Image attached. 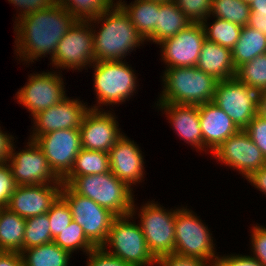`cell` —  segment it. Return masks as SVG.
<instances>
[{
    "label": "cell",
    "mask_w": 266,
    "mask_h": 266,
    "mask_svg": "<svg viewBox=\"0 0 266 266\" xmlns=\"http://www.w3.org/2000/svg\"><path fill=\"white\" fill-rule=\"evenodd\" d=\"M76 19L59 3L22 17L15 23V51L28 63L50 54L54 57L59 41Z\"/></svg>",
    "instance_id": "cell-1"
},
{
    "label": "cell",
    "mask_w": 266,
    "mask_h": 266,
    "mask_svg": "<svg viewBox=\"0 0 266 266\" xmlns=\"http://www.w3.org/2000/svg\"><path fill=\"white\" fill-rule=\"evenodd\" d=\"M89 21L103 23L97 33L92 28L95 62L123 60L129 52L145 42L118 3H114L103 14Z\"/></svg>",
    "instance_id": "cell-2"
},
{
    "label": "cell",
    "mask_w": 266,
    "mask_h": 266,
    "mask_svg": "<svg viewBox=\"0 0 266 266\" xmlns=\"http://www.w3.org/2000/svg\"><path fill=\"white\" fill-rule=\"evenodd\" d=\"M62 183L75 193L92 199L115 216H125L133 210V189L111 171L97 175L65 176Z\"/></svg>",
    "instance_id": "cell-3"
},
{
    "label": "cell",
    "mask_w": 266,
    "mask_h": 266,
    "mask_svg": "<svg viewBox=\"0 0 266 266\" xmlns=\"http://www.w3.org/2000/svg\"><path fill=\"white\" fill-rule=\"evenodd\" d=\"M159 102L200 105L213 101L218 80L195 67L167 68Z\"/></svg>",
    "instance_id": "cell-4"
},
{
    "label": "cell",
    "mask_w": 266,
    "mask_h": 266,
    "mask_svg": "<svg viewBox=\"0 0 266 266\" xmlns=\"http://www.w3.org/2000/svg\"><path fill=\"white\" fill-rule=\"evenodd\" d=\"M134 207L133 202L131 214L116 216L113 219L107 240L102 247L107 248L110 245L112 249H109V253L132 266L156 264V259L148 249L140 224L129 222L136 214Z\"/></svg>",
    "instance_id": "cell-5"
},
{
    "label": "cell",
    "mask_w": 266,
    "mask_h": 266,
    "mask_svg": "<svg viewBox=\"0 0 266 266\" xmlns=\"http://www.w3.org/2000/svg\"><path fill=\"white\" fill-rule=\"evenodd\" d=\"M198 218L187 208H177L174 253L199 258L207 261L211 266H216L219 256L215 255L212 234Z\"/></svg>",
    "instance_id": "cell-6"
},
{
    "label": "cell",
    "mask_w": 266,
    "mask_h": 266,
    "mask_svg": "<svg viewBox=\"0 0 266 266\" xmlns=\"http://www.w3.org/2000/svg\"><path fill=\"white\" fill-rule=\"evenodd\" d=\"M94 91L97 104H121L136 91L134 70L122 60L94 62Z\"/></svg>",
    "instance_id": "cell-7"
},
{
    "label": "cell",
    "mask_w": 266,
    "mask_h": 266,
    "mask_svg": "<svg viewBox=\"0 0 266 266\" xmlns=\"http://www.w3.org/2000/svg\"><path fill=\"white\" fill-rule=\"evenodd\" d=\"M176 212L177 208L166 211L152 201L140 209V227L155 259L174 253Z\"/></svg>",
    "instance_id": "cell-8"
},
{
    "label": "cell",
    "mask_w": 266,
    "mask_h": 266,
    "mask_svg": "<svg viewBox=\"0 0 266 266\" xmlns=\"http://www.w3.org/2000/svg\"><path fill=\"white\" fill-rule=\"evenodd\" d=\"M61 196L70 206L72 219L82 226L86 237L96 247L103 246L116 216L92 199L75 193L66 184L61 188Z\"/></svg>",
    "instance_id": "cell-9"
},
{
    "label": "cell",
    "mask_w": 266,
    "mask_h": 266,
    "mask_svg": "<svg viewBox=\"0 0 266 266\" xmlns=\"http://www.w3.org/2000/svg\"><path fill=\"white\" fill-rule=\"evenodd\" d=\"M258 96V91L232 78L217 82L213 102L241 130L257 115Z\"/></svg>",
    "instance_id": "cell-10"
},
{
    "label": "cell",
    "mask_w": 266,
    "mask_h": 266,
    "mask_svg": "<svg viewBox=\"0 0 266 266\" xmlns=\"http://www.w3.org/2000/svg\"><path fill=\"white\" fill-rule=\"evenodd\" d=\"M92 25L90 21H75L58 43L51 59L53 66L80 70L95 62Z\"/></svg>",
    "instance_id": "cell-11"
},
{
    "label": "cell",
    "mask_w": 266,
    "mask_h": 266,
    "mask_svg": "<svg viewBox=\"0 0 266 266\" xmlns=\"http://www.w3.org/2000/svg\"><path fill=\"white\" fill-rule=\"evenodd\" d=\"M34 142L44 152L54 173L62 180L72 169L82 149L79 128L62 129L36 136Z\"/></svg>",
    "instance_id": "cell-12"
},
{
    "label": "cell",
    "mask_w": 266,
    "mask_h": 266,
    "mask_svg": "<svg viewBox=\"0 0 266 266\" xmlns=\"http://www.w3.org/2000/svg\"><path fill=\"white\" fill-rule=\"evenodd\" d=\"M25 147L28 148L15 153L13 145L7 162L16 185L63 184L34 140L27 142Z\"/></svg>",
    "instance_id": "cell-13"
},
{
    "label": "cell",
    "mask_w": 266,
    "mask_h": 266,
    "mask_svg": "<svg viewBox=\"0 0 266 266\" xmlns=\"http://www.w3.org/2000/svg\"><path fill=\"white\" fill-rule=\"evenodd\" d=\"M206 40L202 23L192 22L177 35L158 43L162 48V59L168 68L195 67Z\"/></svg>",
    "instance_id": "cell-14"
},
{
    "label": "cell",
    "mask_w": 266,
    "mask_h": 266,
    "mask_svg": "<svg viewBox=\"0 0 266 266\" xmlns=\"http://www.w3.org/2000/svg\"><path fill=\"white\" fill-rule=\"evenodd\" d=\"M212 154L216 160L238 170L245 178L266 165L262 151L244 129L230 136Z\"/></svg>",
    "instance_id": "cell-15"
},
{
    "label": "cell",
    "mask_w": 266,
    "mask_h": 266,
    "mask_svg": "<svg viewBox=\"0 0 266 266\" xmlns=\"http://www.w3.org/2000/svg\"><path fill=\"white\" fill-rule=\"evenodd\" d=\"M55 73H34L29 76V82L17 92L18 103L31 111L32 116L56 105L67 96L62 77Z\"/></svg>",
    "instance_id": "cell-16"
},
{
    "label": "cell",
    "mask_w": 266,
    "mask_h": 266,
    "mask_svg": "<svg viewBox=\"0 0 266 266\" xmlns=\"http://www.w3.org/2000/svg\"><path fill=\"white\" fill-rule=\"evenodd\" d=\"M99 107H91L83 117L79 128L81 145L83 149L109 153L123 134L120 133L116 117L110 111L100 112Z\"/></svg>",
    "instance_id": "cell-17"
},
{
    "label": "cell",
    "mask_w": 266,
    "mask_h": 266,
    "mask_svg": "<svg viewBox=\"0 0 266 266\" xmlns=\"http://www.w3.org/2000/svg\"><path fill=\"white\" fill-rule=\"evenodd\" d=\"M63 184L17 185L6 208L24 219L47 213Z\"/></svg>",
    "instance_id": "cell-18"
},
{
    "label": "cell",
    "mask_w": 266,
    "mask_h": 266,
    "mask_svg": "<svg viewBox=\"0 0 266 266\" xmlns=\"http://www.w3.org/2000/svg\"><path fill=\"white\" fill-rule=\"evenodd\" d=\"M86 106L78 99L65 97L56 105L38 112L33 116L36 128L33 127V134L28 140L52 131L80 128L85 113L90 109Z\"/></svg>",
    "instance_id": "cell-19"
},
{
    "label": "cell",
    "mask_w": 266,
    "mask_h": 266,
    "mask_svg": "<svg viewBox=\"0 0 266 266\" xmlns=\"http://www.w3.org/2000/svg\"><path fill=\"white\" fill-rule=\"evenodd\" d=\"M141 152L137 144L125 134L109 151L110 171L130 188L132 184L142 182L145 174Z\"/></svg>",
    "instance_id": "cell-20"
},
{
    "label": "cell",
    "mask_w": 266,
    "mask_h": 266,
    "mask_svg": "<svg viewBox=\"0 0 266 266\" xmlns=\"http://www.w3.org/2000/svg\"><path fill=\"white\" fill-rule=\"evenodd\" d=\"M204 148L213 153L225 140L240 129L213 101L198 105Z\"/></svg>",
    "instance_id": "cell-21"
},
{
    "label": "cell",
    "mask_w": 266,
    "mask_h": 266,
    "mask_svg": "<svg viewBox=\"0 0 266 266\" xmlns=\"http://www.w3.org/2000/svg\"><path fill=\"white\" fill-rule=\"evenodd\" d=\"M160 109L166 112L170 123L186 143L204 149L203 136L201 133L198 105L157 103Z\"/></svg>",
    "instance_id": "cell-22"
},
{
    "label": "cell",
    "mask_w": 266,
    "mask_h": 266,
    "mask_svg": "<svg viewBox=\"0 0 266 266\" xmlns=\"http://www.w3.org/2000/svg\"><path fill=\"white\" fill-rule=\"evenodd\" d=\"M196 67L218 81L235 78L231 49L207 39L203 42Z\"/></svg>",
    "instance_id": "cell-23"
},
{
    "label": "cell",
    "mask_w": 266,
    "mask_h": 266,
    "mask_svg": "<svg viewBox=\"0 0 266 266\" xmlns=\"http://www.w3.org/2000/svg\"><path fill=\"white\" fill-rule=\"evenodd\" d=\"M117 3L130 17V21L144 40L157 44V1L135 0L133 4L131 2L127 5L119 0Z\"/></svg>",
    "instance_id": "cell-24"
},
{
    "label": "cell",
    "mask_w": 266,
    "mask_h": 266,
    "mask_svg": "<svg viewBox=\"0 0 266 266\" xmlns=\"http://www.w3.org/2000/svg\"><path fill=\"white\" fill-rule=\"evenodd\" d=\"M191 23L173 0L157 1V44L177 35Z\"/></svg>",
    "instance_id": "cell-25"
},
{
    "label": "cell",
    "mask_w": 266,
    "mask_h": 266,
    "mask_svg": "<svg viewBox=\"0 0 266 266\" xmlns=\"http://www.w3.org/2000/svg\"><path fill=\"white\" fill-rule=\"evenodd\" d=\"M25 224L23 217L7 208H0V252L23 251Z\"/></svg>",
    "instance_id": "cell-26"
},
{
    "label": "cell",
    "mask_w": 266,
    "mask_h": 266,
    "mask_svg": "<svg viewBox=\"0 0 266 266\" xmlns=\"http://www.w3.org/2000/svg\"><path fill=\"white\" fill-rule=\"evenodd\" d=\"M235 69L253 60L256 56L266 53V36L260 31L243 26L239 40L231 49Z\"/></svg>",
    "instance_id": "cell-27"
},
{
    "label": "cell",
    "mask_w": 266,
    "mask_h": 266,
    "mask_svg": "<svg viewBox=\"0 0 266 266\" xmlns=\"http://www.w3.org/2000/svg\"><path fill=\"white\" fill-rule=\"evenodd\" d=\"M24 266H68L71 254L54 242L24 249L21 252Z\"/></svg>",
    "instance_id": "cell-28"
},
{
    "label": "cell",
    "mask_w": 266,
    "mask_h": 266,
    "mask_svg": "<svg viewBox=\"0 0 266 266\" xmlns=\"http://www.w3.org/2000/svg\"><path fill=\"white\" fill-rule=\"evenodd\" d=\"M110 171L109 153L81 149L72 169L66 176L103 174Z\"/></svg>",
    "instance_id": "cell-29"
},
{
    "label": "cell",
    "mask_w": 266,
    "mask_h": 266,
    "mask_svg": "<svg viewBox=\"0 0 266 266\" xmlns=\"http://www.w3.org/2000/svg\"><path fill=\"white\" fill-rule=\"evenodd\" d=\"M235 78L253 90H266V53L256 56L236 69Z\"/></svg>",
    "instance_id": "cell-30"
},
{
    "label": "cell",
    "mask_w": 266,
    "mask_h": 266,
    "mask_svg": "<svg viewBox=\"0 0 266 266\" xmlns=\"http://www.w3.org/2000/svg\"><path fill=\"white\" fill-rule=\"evenodd\" d=\"M76 20L89 21L103 14L114 0H57Z\"/></svg>",
    "instance_id": "cell-31"
},
{
    "label": "cell",
    "mask_w": 266,
    "mask_h": 266,
    "mask_svg": "<svg viewBox=\"0 0 266 266\" xmlns=\"http://www.w3.org/2000/svg\"><path fill=\"white\" fill-rule=\"evenodd\" d=\"M211 14L229 22L246 26L250 15V5L241 0H212Z\"/></svg>",
    "instance_id": "cell-32"
},
{
    "label": "cell",
    "mask_w": 266,
    "mask_h": 266,
    "mask_svg": "<svg viewBox=\"0 0 266 266\" xmlns=\"http://www.w3.org/2000/svg\"><path fill=\"white\" fill-rule=\"evenodd\" d=\"M47 213L26 219L23 250L53 242Z\"/></svg>",
    "instance_id": "cell-33"
},
{
    "label": "cell",
    "mask_w": 266,
    "mask_h": 266,
    "mask_svg": "<svg viewBox=\"0 0 266 266\" xmlns=\"http://www.w3.org/2000/svg\"><path fill=\"white\" fill-rule=\"evenodd\" d=\"M215 18L214 23L210 26L202 23L205 29L206 39L232 49L239 40L242 26L217 17Z\"/></svg>",
    "instance_id": "cell-34"
},
{
    "label": "cell",
    "mask_w": 266,
    "mask_h": 266,
    "mask_svg": "<svg viewBox=\"0 0 266 266\" xmlns=\"http://www.w3.org/2000/svg\"><path fill=\"white\" fill-rule=\"evenodd\" d=\"M53 242L70 254L80 248L86 254L96 247L85 235L82 226L72 219L70 224L53 238Z\"/></svg>",
    "instance_id": "cell-35"
},
{
    "label": "cell",
    "mask_w": 266,
    "mask_h": 266,
    "mask_svg": "<svg viewBox=\"0 0 266 266\" xmlns=\"http://www.w3.org/2000/svg\"><path fill=\"white\" fill-rule=\"evenodd\" d=\"M52 238L63 231L72 221V212L66 200L60 195L47 212Z\"/></svg>",
    "instance_id": "cell-36"
},
{
    "label": "cell",
    "mask_w": 266,
    "mask_h": 266,
    "mask_svg": "<svg viewBox=\"0 0 266 266\" xmlns=\"http://www.w3.org/2000/svg\"><path fill=\"white\" fill-rule=\"evenodd\" d=\"M192 22L207 23L212 0H173Z\"/></svg>",
    "instance_id": "cell-37"
},
{
    "label": "cell",
    "mask_w": 266,
    "mask_h": 266,
    "mask_svg": "<svg viewBox=\"0 0 266 266\" xmlns=\"http://www.w3.org/2000/svg\"><path fill=\"white\" fill-rule=\"evenodd\" d=\"M107 250L108 247L103 248L100 246L94 247L91 251H89L87 253L89 256L87 266H132L119 257L112 255Z\"/></svg>",
    "instance_id": "cell-38"
},
{
    "label": "cell",
    "mask_w": 266,
    "mask_h": 266,
    "mask_svg": "<svg viewBox=\"0 0 266 266\" xmlns=\"http://www.w3.org/2000/svg\"><path fill=\"white\" fill-rule=\"evenodd\" d=\"M244 130L266 158V119L256 115Z\"/></svg>",
    "instance_id": "cell-39"
},
{
    "label": "cell",
    "mask_w": 266,
    "mask_h": 266,
    "mask_svg": "<svg viewBox=\"0 0 266 266\" xmlns=\"http://www.w3.org/2000/svg\"><path fill=\"white\" fill-rule=\"evenodd\" d=\"M12 171L7 163L0 165V208H6L8 201L16 188Z\"/></svg>",
    "instance_id": "cell-40"
},
{
    "label": "cell",
    "mask_w": 266,
    "mask_h": 266,
    "mask_svg": "<svg viewBox=\"0 0 266 266\" xmlns=\"http://www.w3.org/2000/svg\"><path fill=\"white\" fill-rule=\"evenodd\" d=\"M251 232L253 257L266 266V228L257 225L253 227Z\"/></svg>",
    "instance_id": "cell-41"
},
{
    "label": "cell",
    "mask_w": 266,
    "mask_h": 266,
    "mask_svg": "<svg viewBox=\"0 0 266 266\" xmlns=\"http://www.w3.org/2000/svg\"><path fill=\"white\" fill-rule=\"evenodd\" d=\"M10 3L14 4L21 11L17 17V21L28 14L37 12L44 8H51L56 3L57 0H8Z\"/></svg>",
    "instance_id": "cell-42"
},
{
    "label": "cell",
    "mask_w": 266,
    "mask_h": 266,
    "mask_svg": "<svg viewBox=\"0 0 266 266\" xmlns=\"http://www.w3.org/2000/svg\"><path fill=\"white\" fill-rule=\"evenodd\" d=\"M159 266H210L207 261L195 257L180 256L175 253L156 259Z\"/></svg>",
    "instance_id": "cell-43"
},
{
    "label": "cell",
    "mask_w": 266,
    "mask_h": 266,
    "mask_svg": "<svg viewBox=\"0 0 266 266\" xmlns=\"http://www.w3.org/2000/svg\"><path fill=\"white\" fill-rule=\"evenodd\" d=\"M216 266H264L258 259L246 255H225L218 257Z\"/></svg>",
    "instance_id": "cell-44"
},
{
    "label": "cell",
    "mask_w": 266,
    "mask_h": 266,
    "mask_svg": "<svg viewBox=\"0 0 266 266\" xmlns=\"http://www.w3.org/2000/svg\"><path fill=\"white\" fill-rule=\"evenodd\" d=\"M12 135H7L1 131L0 127V165L7 163L12 153L13 139Z\"/></svg>",
    "instance_id": "cell-45"
},
{
    "label": "cell",
    "mask_w": 266,
    "mask_h": 266,
    "mask_svg": "<svg viewBox=\"0 0 266 266\" xmlns=\"http://www.w3.org/2000/svg\"><path fill=\"white\" fill-rule=\"evenodd\" d=\"M249 183L254 185L259 191L266 194V165L262 168L252 172L247 178Z\"/></svg>",
    "instance_id": "cell-46"
},
{
    "label": "cell",
    "mask_w": 266,
    "mask_h": 266,
    "mask_svg": "<svg viewBox=\"0 0 266 266\" xmlns=\"http://www.w3.org/2000/svg\"><path fill=\"white\" fill-rule=\"evenodd\" d=\"M0 266H24L21 253L0 252Z\"/></svg>",
    "instance_id": "cell-47"
},
{
    "label": "cell",
    "mask_w": 266,
    "mask_h": 266,
    "mask_svg": "<svg viewBox=\"0 0 266 266\" xmlns=\"http://www.w3.org/2000/svg\"><path fill=\"white\" fill-rule=\"evenodd\" d=\"M247 26L260 31L266 36V15H249Z\"/></svg>",
    "instance_id": "cell-48"
},
{
    "label": "cell",
    "mask_w": 266,
    "mask_h": 266,
    "mask_svg": "<svg viewBox=\"0 0 266 266\" xmlns=\"http://www.w3.org/2000/svg\"><path fill=\"white\" fill-rule=\"evenodd\" d=\"M250 10V15H266V0H254Z\"/></svg>",
    "instance_id": "cell-49"
},
{
    "label": "cell",
    "mask_w": 266,
    "mask_h": 266,
    "mask_svg": "<svg viewBox=\"0 0 266 266\" xmlns=\"http://www.w3.org/2000/svg\"><path fill=\"white\" fill-rule=\"evenodd\" d=\"M257 115L266 119V90L259 92Z\"/></svg>",
    "instance_id": "cell-50"
},
{
    "label": "cell",
    "mask_w": 266,
    "mask_h": 266,
    "mask_svg": "<svg viewBox=\"0 0 266 266\" xmlns=\"http://www.w3.org/2000/svg\"><path fill=\"white\" fill-rule=\"evenodd\" d=\"M241 1H243L244 3L248 5H251L254 0H241Z\"/></svg>",
    "instance_id": "cell-51"
},
{
    "label": "cell",
    "mask_w": 266,
    "mask_h": 266,
    "mask_svg": "<svg viewBox=\"0 0 266 266\" xmlns=\"http://www.w3.org/2000/svg\"><path fill=\"white\" fill-rule=\"evenodd\" d=\"M150 1L166 2V1H171V0H150Z\"/></svg>",
    "instance_id": "cell-52"
}]
</instances>
